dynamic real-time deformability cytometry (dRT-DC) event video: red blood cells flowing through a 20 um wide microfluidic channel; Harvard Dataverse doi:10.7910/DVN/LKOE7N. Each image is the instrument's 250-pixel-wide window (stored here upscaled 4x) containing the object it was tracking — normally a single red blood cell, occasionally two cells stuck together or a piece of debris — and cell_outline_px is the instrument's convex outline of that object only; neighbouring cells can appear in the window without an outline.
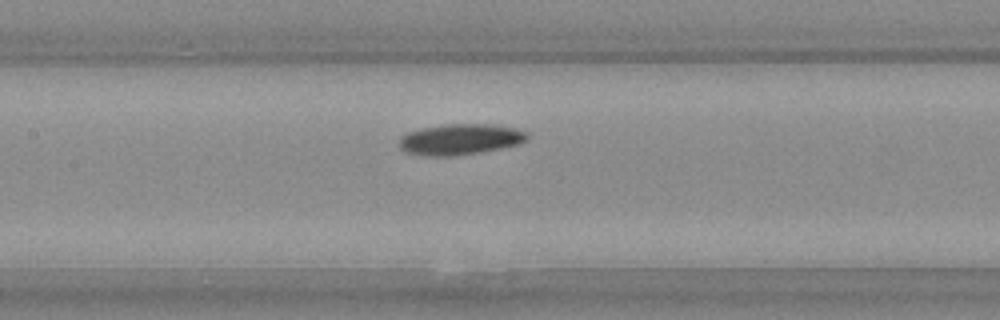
{"species": "Egyptian fruit bat (a non-hibernating species)", "species_latin": "Rousettus aegyptiacus", "temperature_condition": "warm", "stored_images_in_passage": 22, "camera_frame_rate_fps": 3000, "um_per_image_px": 0.085, "animal": {"sex": "female"}, "frame": {"image": 1, "passage_image": 7, "time_ms": 2.0, "image_size_px": [1000, 320], "cell_outline_px": [[528, 140], [520, 144], [480, 152], [452, 156], [424, 156], [404, 152], [400, 148], [400, 136], [408, 132], [424, 128], [448, 124], [488, 124], [516, 128], [528, 132]], "centroid_in_image_um": [39.13, 11.85], "position_along_channel_um": 168.3, "area_um2": 23.06}}
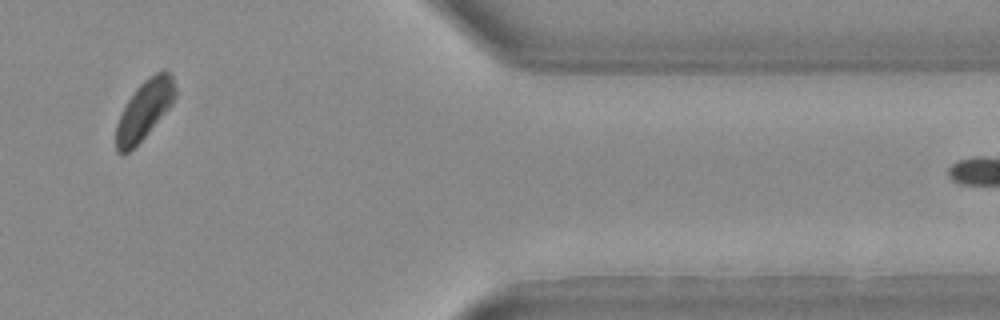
{"frame": {"image": 2, "passage_image": 20, "time_ms": 6.333, "image_size_px": [1000, 320], "cell_outline_px": [[176, 96], [172, 104], [148, 132], [128, 152], [120, 156], [116, 152], [116, 124], [128, 100], [136, 88], [144, 80], [156, 72], [164, 68], [172, 76], [176, 92]], "centroid_in_image_um": [12.27, 9.33], "position_along_channel_um": 399.1, "area_um2": 20.0}}